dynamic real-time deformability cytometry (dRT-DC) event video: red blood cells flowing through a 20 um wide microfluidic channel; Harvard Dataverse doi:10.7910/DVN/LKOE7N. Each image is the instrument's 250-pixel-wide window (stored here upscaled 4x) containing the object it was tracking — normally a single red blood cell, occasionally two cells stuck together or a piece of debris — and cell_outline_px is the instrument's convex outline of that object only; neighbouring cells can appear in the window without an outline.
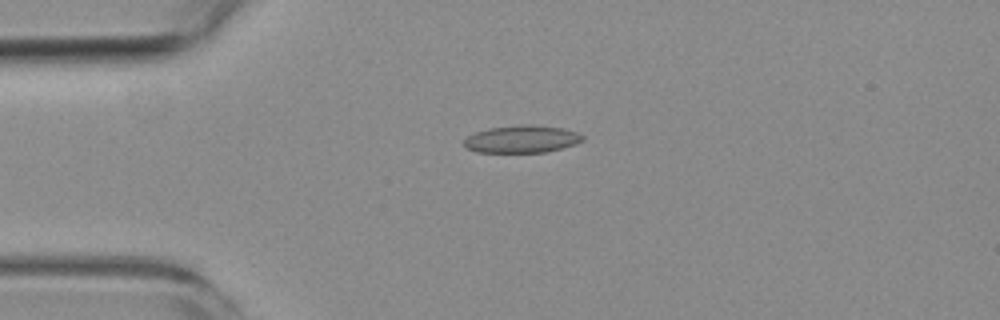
{"species": "common noctule bat (a hibernating species)", "species_latin": "Nyctalus noctula", "temperature_condition": "room temperature", "stored_images_in_passage": 2, "camera_frame_rate_fps": 3000, "um_per_image_px": 0.085, "animal": {"sex": "female", "body_mass_g": 19.3, "forearm_length_mm": 54.1}, "frame": {"image": 1, "passage_image": 1, "time_ms": 0.0, "image_size_px": [1000, 320], "cell_outline_px": [[584, 140], [576, 144], [544, 152], [476, 152], [468, 148], [464, 144], [464, 140], [468, 136], [476, 132], [488, 128], [524, 124], [532, 124], [564, 128], [580, 132], [584, 136]], "centroid_in_image_um": [44.4, 11.81], "position_along_channel_um": 40.6, "area_um2": 19.02}}